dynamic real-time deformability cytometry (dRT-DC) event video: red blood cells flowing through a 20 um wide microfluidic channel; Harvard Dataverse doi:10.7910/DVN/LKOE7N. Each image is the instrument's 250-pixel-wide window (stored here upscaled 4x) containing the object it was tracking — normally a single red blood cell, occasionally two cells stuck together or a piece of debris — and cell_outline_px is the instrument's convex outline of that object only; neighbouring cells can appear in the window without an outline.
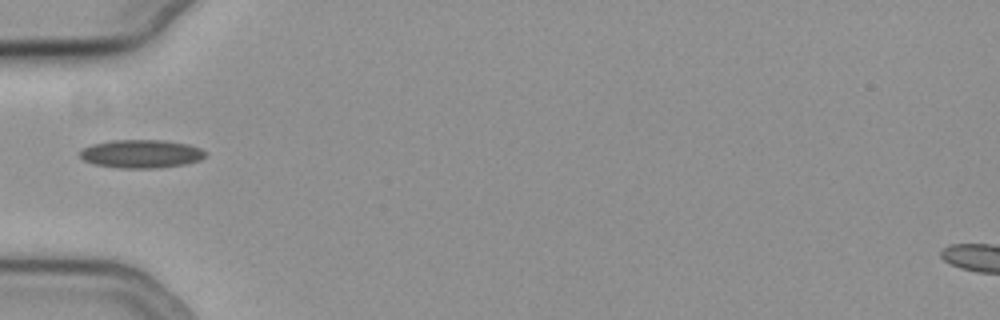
{"species": "common noctule bat (a hibernating species)", "species_latin": "Nyctalus noctula", "temperature_condition": "cold", "stored_images_in_passage": 37, "camera_frame_rate_fps": 3000, "um_per_image_px": 0.085, "animal": {"sex": "female", "body_mass_g": 19.3, "forearm_length_mm": 54.1}, "frame": {"image": 1, "passage_image": 1, "time_ms": 0.0, "image_size_px": [1000, 320], "cell_outline_px": [[208, 152], [200, 160], [184, 164], [156, 168], [120, 168], [92, 164], [84, 160], [80, 156], [80, 152], [84, 148], [92, 144], [112, 140], [164, 140], [188, 144], [200, 148]], "centroid_in_image_um": [12.01, 13.07], "position_along_channel_um": 73.0, "area_um2": 20.69}}
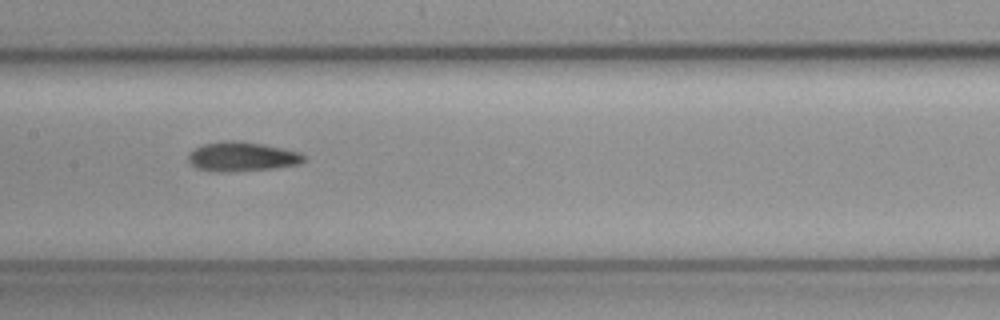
{"frame": {"image": 2, "passage_image": 10, "time_ms": 3.0, "image_size_px": [1000, 320], "cell_outline_px": [[308, 156], [300, 164], [272, 168], [220, 172], [196, 168], [188, 160], [188, 152], [192, 148], [204, 144], [224, 140], [240, 140], [264, 144], [284, 148], [300, 152]], "centroid_in_image_um": [20.57, 13.29], "position_along_channel_um": 186.8, "area_um2": 20.0}}
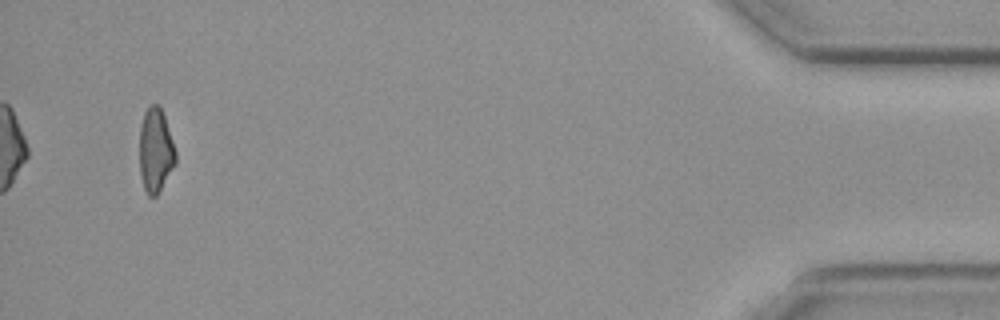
{"frame": {"image": 3, "passage_image": 35, "time_ms": 11.333, "image_size_px": [1000, 320], "cell_outline_px": [[176, 164], [156, 196], [148, 196], [144, 192], [140, 176], [140, 128], [144, 112], [152, 104], [160, 104], [176, 152]], "centroid_in_image_um": [13.22, 12.81], "position_along_channel_um": 422.0, "area_um2": 17.74}}